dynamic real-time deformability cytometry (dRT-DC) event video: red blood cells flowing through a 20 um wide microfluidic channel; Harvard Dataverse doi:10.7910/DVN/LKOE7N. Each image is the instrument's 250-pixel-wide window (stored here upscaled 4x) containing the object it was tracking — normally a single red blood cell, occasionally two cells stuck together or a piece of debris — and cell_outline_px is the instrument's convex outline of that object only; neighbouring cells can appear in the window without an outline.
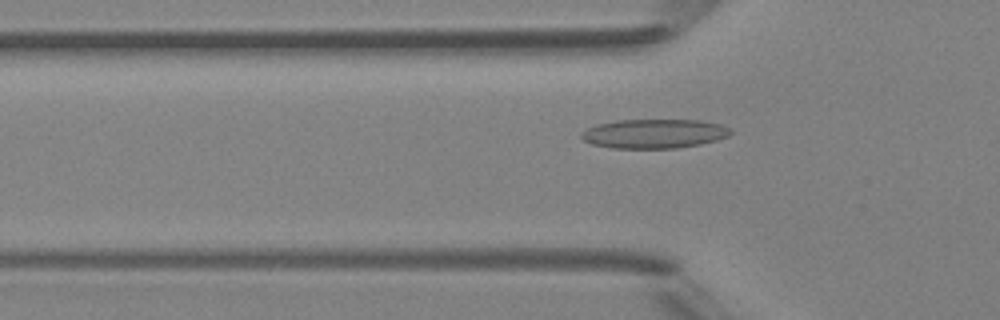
{"species": "Egyptian fruit bat (a non-hibernating species)", "species_latin": "Rousettus aegyptiacus", "temperature_condition": "room temperature", "stored_images_in_passage": 2, "camera_frame_rate_fps": 3000, "um_per_image_px": 0.085, "animal": {"sex": "female"}, "frame": {"image": 1, "passage_image": 2, "time_ms": 1.667, "image_size_px": [1000, 320], "cell_outline_px": [[732, 132], [728, 136], [716, 140], [700, 144], [676, 148], [612, 148], [592, 144], [584, 140], [580, 136], [588, 128], [596, 124], [616, 120], [700, 120], [720, 124], [732, 128]], "centroid_in_image_um": [55.62, 11.36], "position_along_channel_um": 70.2, "area_um2": 25.37}}